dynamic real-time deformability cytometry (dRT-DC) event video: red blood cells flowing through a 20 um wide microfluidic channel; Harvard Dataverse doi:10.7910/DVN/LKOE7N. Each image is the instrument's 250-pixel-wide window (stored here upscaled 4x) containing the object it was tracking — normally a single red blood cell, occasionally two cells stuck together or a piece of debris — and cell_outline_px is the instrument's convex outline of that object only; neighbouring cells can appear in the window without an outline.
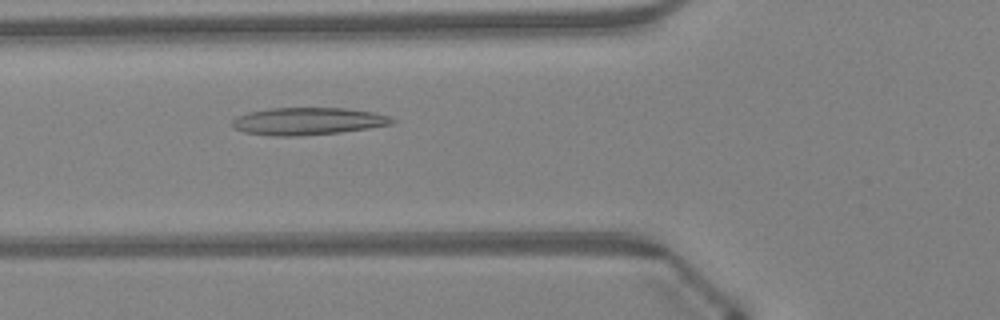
{"species": "Egyptian fruit bat (a non-hibernating species)", "species_latin": "Rousettus aegyptiacus", "temperature_condition": "warm", "stored_images_in_passage": 46, "camera_frame_rate_fps": 3000, "um_per_image_px": 0.085, "animal": {"sex": "female"}, "frame": {"image": 1, "passage_image": 17, "time_ms": 5.333, "image_size_px": [1000, 320], "cell_outline_px": [[396, 120], [392, 124], [368, 128], [340, 132], [296, 136], [276, 136], [244, 132], [236, 128], [232, 124], [232, 120], [236, 116], [248, 112], [268, 108], [344, 108], [372, 112], [388, 116]], "centroid_in_image_um": [26.14, 10.3], "position_along_channel_um": 99.7, "area_um2": 25.32}}
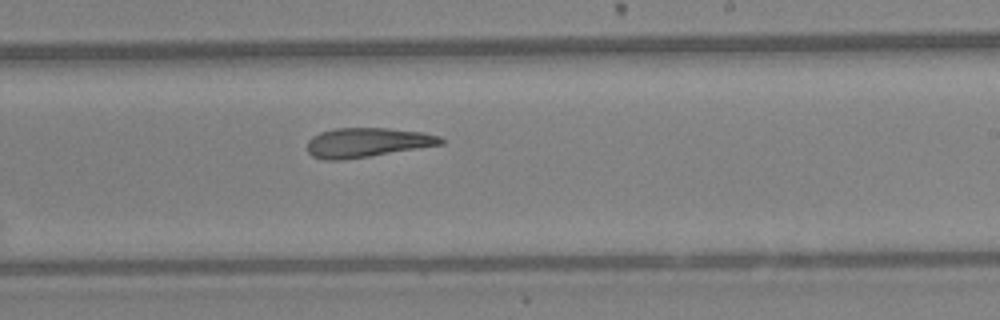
{"frame": {"image": 2, "passage_image": 28, "time_ms": 9.0, "image_size_px": [1000, 320], "cell_outline_px": [[444, 144], [344, 160], [324, 160], [312, 156], [308, 152], [308, 140], [312, 136], [320, 132], [336, 128], [388, 128], [424, 132], [440, 136], [444, 140]], "centroid_in_image_um": [31.2, 12.11], "position_along_channel_um": 257.8, "area_um2": 22.95}}
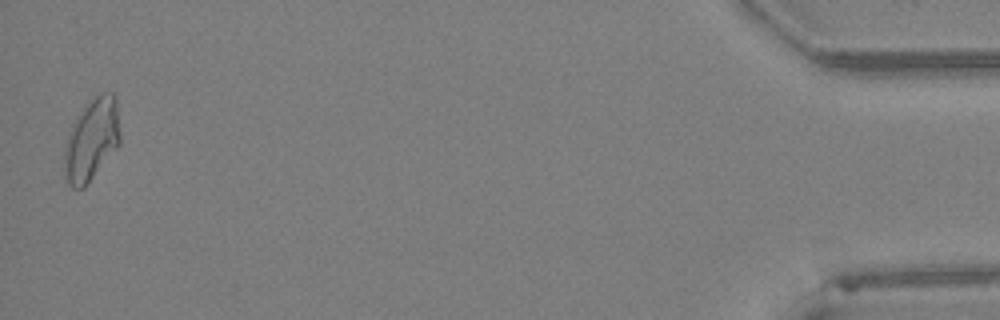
{"frame": {"image": 3, "passage_image": 46, "time_ms": 15.0, "image_size_px": [1000, 320], "cell_outline_px": [[120, 144], [84, 188], [72, 188], [68, 184], [64, 176], [64, 148], [72, 124], [76, 116], [84, 104], [92, 96], [100, 92], [112, 92], [116, 96], [120, 132]], "centroid_in_image_um": [7.79, 11.83], "position_along_channel_um": 427.4, "area_um2": 27.17}, "authors_computed_cell_mechanics": {"area_um2": 24.5361, "velocity_mm_per_s": 4.3335, "shape_relaxation_time_tau1_ms": null, "shape_relaxation_time_tau2_ms": 9.8467, "deformation_change_tau1": null, "deformation_change_tau2": 0.2507}}